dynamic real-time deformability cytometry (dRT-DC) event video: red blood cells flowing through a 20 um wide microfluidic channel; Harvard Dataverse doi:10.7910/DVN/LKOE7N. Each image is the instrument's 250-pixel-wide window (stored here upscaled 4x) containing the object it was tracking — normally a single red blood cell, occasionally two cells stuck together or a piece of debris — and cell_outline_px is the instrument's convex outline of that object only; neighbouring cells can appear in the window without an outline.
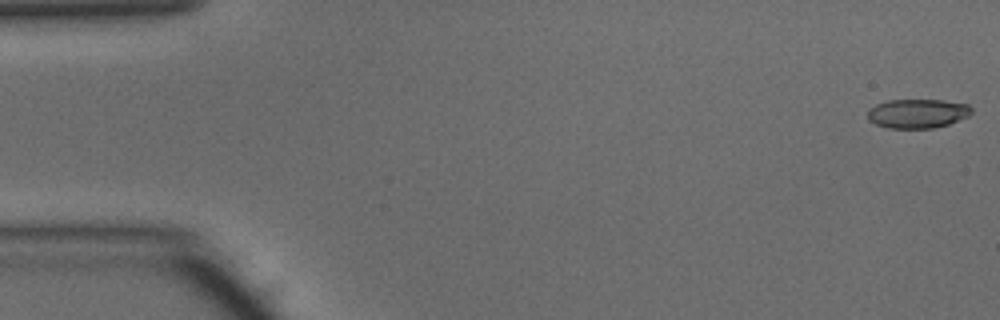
{"species": "common noctule bat (a hibernating species)", "species_latin": "Nyctalus noctula", "temperature_condition": "warm", "stored_images_in_passage": 48, "camera_frame_rate_fps": 3000, "um_per_image_px": 0.085, "animal": {"sex": "male", "body_mass_g": 15.6}, "frame": {"image": 1, "passage_image": 1, "time_ms": 0.0, "image_size_px": [1000, 320], "cell_outline_px": [[972, 112], [968, 116], [948, 124], [932, 128], [888, 128], [876, 124], [868, 120], [868, 108], [876, 104], [888, 100], [944, 100], [968, 104], [972, 108]], "centroid_in_image_um": [77.98, 9.64], "position_along_channel_um": 7.0, "area_um2": 17.69}}
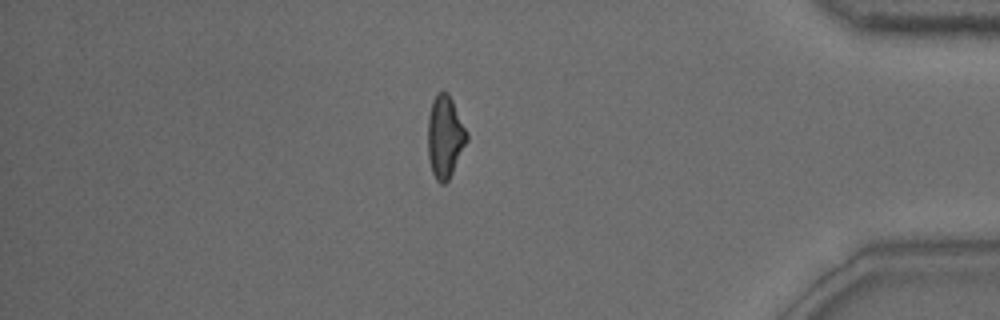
{"frame": {"image": 2, "passage_image": 41, "time_ms": 13.333, "image_size_px": [1000, 320], "cell_outline_px": [[468, 140], [448, 180], [444, 184], [440, 184], [436, 180], [432, 172], [428, 160], [428, 116], [432, 100], [436, 92], [448, 92], [468, 132]], "centroid_in_image_um": [37.81, 11.61], "position_along_channel_um": 397.4, "area_um2": 18.79}}
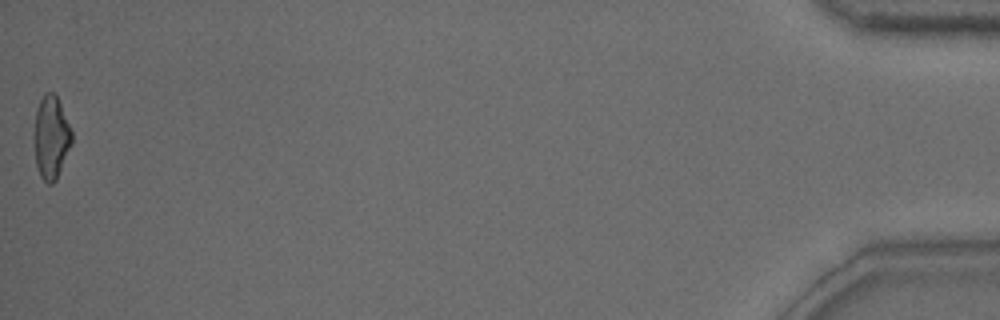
{"frame": {"image": 3, "passage_image": 48, "time_ms": 15.667, "image_size_px": [1000, 320], "cell_outline_px": [[72, 144], [56, 180], [52, 184], [48, 184], [40, 176], [36, 164], [32, 136], [36, 108], [44, 92], [52, 92], [56, 96], [60, 104], [72, 132]], "centroid_in_image_um": [4.31, 11.68], "position_along_channel_um": 430.9, "area_um2": 18.5}, "authors_computed_cell_mechanics": {"area_um2": 18.785, "velocity_mm_per_s": 4.2053, "shape_relaxation_time_tau1_ms": 9.368, "shape_relaxation_time_tau2_ms": 2.0731, "deformation_change_tau1": 0.2377, "deformation_change_tau2": 0.1021}}